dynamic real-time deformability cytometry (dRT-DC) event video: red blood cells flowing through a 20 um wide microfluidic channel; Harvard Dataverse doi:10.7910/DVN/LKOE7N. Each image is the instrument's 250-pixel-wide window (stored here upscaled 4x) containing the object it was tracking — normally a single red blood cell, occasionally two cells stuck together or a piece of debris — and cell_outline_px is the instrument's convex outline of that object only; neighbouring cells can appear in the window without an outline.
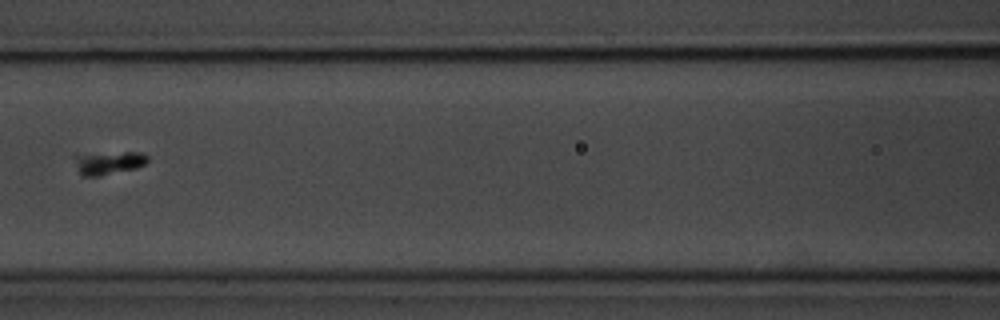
{"species": "common noctule bat (a hibernating species)", "species_latin": "Nyctalus noctula", "temperature_condition": "room temperature", "stored_images_in_passage": 3, "camera_frame_rate_fps": 3000, "um_per_image_px": 0.085, "animal": {"sex": "male", "body_mass_g": 20.1, "forearm_length_mm": 53.5}, "frame": {"image": 1, "passage_image": 3, "time_ms": 2.333, "image_size_px": [1000, 320], "cell_outline_px": [[148, 160], [144, 164], [136, 168], [100, 176], [84, 176], [80, 172], [72, 156], [76, 152], [140, 152], [148, 156]], "centroid_in_image_um": [9.16, 13.79], "position_along_channel_um": 157.4, "area_um2": 10.23}}